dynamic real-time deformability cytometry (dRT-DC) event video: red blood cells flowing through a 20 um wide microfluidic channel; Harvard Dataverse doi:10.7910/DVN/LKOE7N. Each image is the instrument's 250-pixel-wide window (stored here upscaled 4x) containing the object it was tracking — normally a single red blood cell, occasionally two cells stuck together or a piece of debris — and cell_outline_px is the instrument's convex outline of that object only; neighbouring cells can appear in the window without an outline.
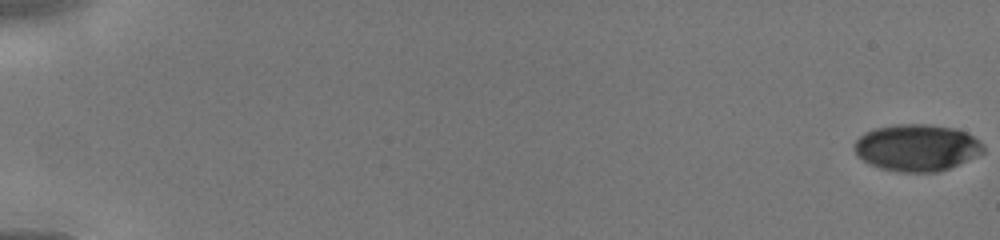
{"species": "human", "species_latin": "Homo sapiens", "temperature_condition": "cold", "stored_images_in_passage": 48, "camera_frame_rate_fps": 3000, "um_per_image_px": 0.085, "donor": {"sex": "male"}, "frame": {"image": 1, "passage_image": 1, "time_ms": 0.0, "image_size_px": [1000, 240], "cell_outline_px": [[984, 152], [976, 156], [948, 168], [936, 172], [896, 172], [880, 168], [868, 164], [856, 156], [852, 148], [852, 144], [864, 132], [876, 128], [892, 124], [928, 124], [956, 128], [980, 140], [984, 148]], "centroid_in_image_um": [77.86, 12.55], "position_along_channel_um": 7.1, "area_um2": 35.49}}
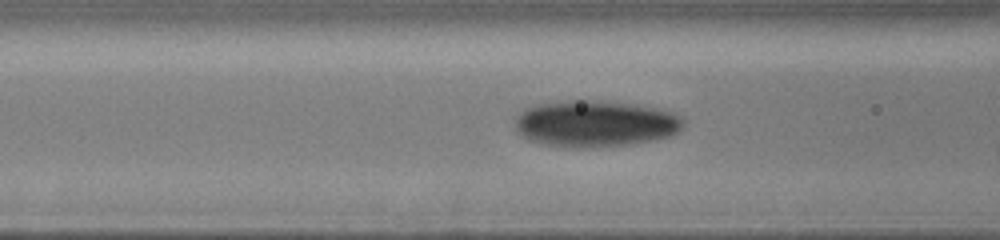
{"frame": {"image": 2, "passage_image": 28, "time_ms": 6.667, "image_size_px": [1000, 240], "cell_outline_px": [[684, 128], [668, 136], [656, 140], [632, 144], [592, 148], [584, 148], [544, 144], [528, 140], [520, 136], [516, 132], [516, 116], [524, 108], [536, 104], [572, 100], [600, 100], [636, 104], [656, 108], [672, 112], [684, 116]], "centroid_in_image_um": [50.61, 10.51], "position_along_channel_um": 116.0, "area_um2": 46.18}}
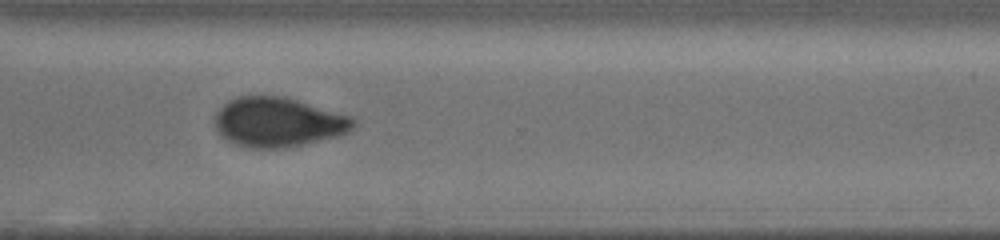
{"frame": {"image": 3, "passage_image": 47, "time_ms": 11.667, "image_size_px": [1000, 240], "cell_outline_px": [[356, 120], [352, 128], [348, 132], [336, 136], [284, 148], [252, 148], [236, 144], [228, 140], [216, 128], [216, 112], [228, 100], [236, 96], [284, 96], [352, 116]], "centroid_in_image_um": [23.65, 10.37], "position_along_channel_um": 347.0, "area_um2": 39.59}}